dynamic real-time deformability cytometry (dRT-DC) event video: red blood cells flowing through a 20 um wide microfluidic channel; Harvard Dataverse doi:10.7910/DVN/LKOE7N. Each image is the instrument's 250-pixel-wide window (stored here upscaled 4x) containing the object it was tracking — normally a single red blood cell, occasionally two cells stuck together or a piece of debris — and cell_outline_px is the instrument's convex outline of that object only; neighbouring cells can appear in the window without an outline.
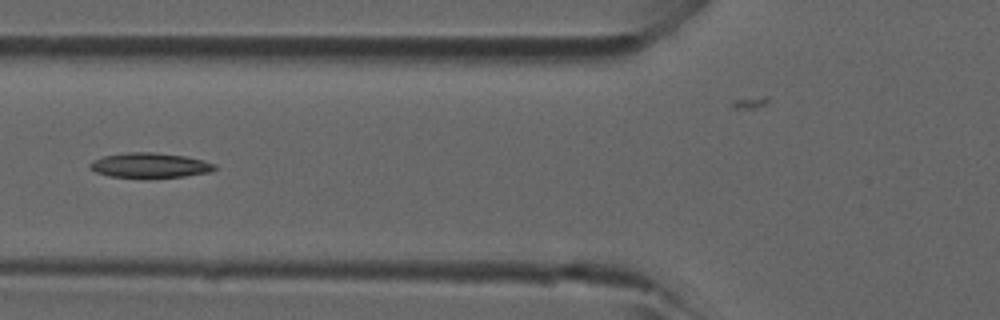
{"species": "common noctule bat (a hibernating species)", "species_latin": "Nyctalus noctula", "temperature_condition": "room temperature", "stored_images_in_passage": 4, "camera_frame_rate_fps": 3000, "um_per_image_px": 0.085, "animal": {"sex": "male", "forearm_length_mm": 52.5}, "frame": {"image": 1, "passage_image": 4, "time_ms": 1.0, "image_size_px": [1000, 320], "cell_outline_px": [[216, 168], [212, 172], [184, 176], [148, 180], [108, 176], [96, 172], [88, 168], [88, 164], [92, 160], [104, 156], [128, 152], [156, 152], [184, 156], [216, 164]], "centroid_in_image_um": [12.69, 14.09], "position_along_channel_um": 113.1, "area_um2": 18.79}}